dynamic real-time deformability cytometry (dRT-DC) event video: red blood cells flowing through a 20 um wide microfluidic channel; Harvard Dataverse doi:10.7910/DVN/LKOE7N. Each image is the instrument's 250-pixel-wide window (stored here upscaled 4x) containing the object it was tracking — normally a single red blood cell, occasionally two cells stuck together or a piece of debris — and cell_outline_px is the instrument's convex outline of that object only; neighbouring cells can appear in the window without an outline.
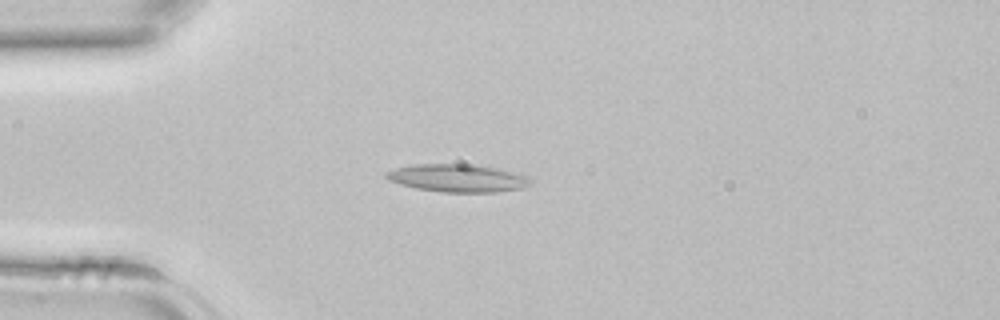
{"species": "common noctule bat (a hibernating species)", "species_latin": "Nyctalus noctula", "temperature_condition": "room temperature", "stored_images_in_passage": 42, "camera_frame_rate_fps": 3000, "um_per_image_px": 0.085, "animal": {"sex": "female", "body_mass_g": 22.7, "forearm_length_mm": 54.2}, "frame": {"image": 1, "passage_image": 11, "time_ms": 3.333, "image_size_px": [1000, 320], "cell_outline_px": [[532, 180], [524, 188], [500, 192], [440, 192], [416, 188], [400, 184], [388, 180], [384, 176], [384, 172], [396, 168], [416, 164], [464, 164], [496, 168], [516, 172], [528, 176]], "centroid_in_image_um": [38.9, 15.14], "position_along_channel_um": 46.1, "area_um2": 23.41}}
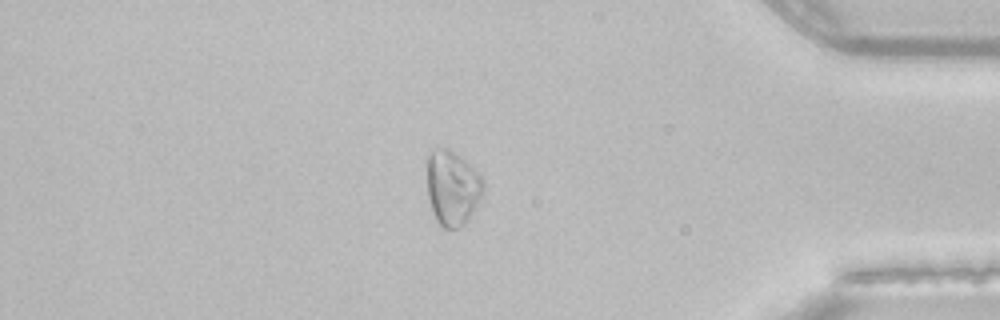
{"frame": {"image": 2, "passage_image": 36, "time_ms": 11.667, "image_size_px": [1000, 320], "cell_outline_px": [[484, 188], [468, 220], [460, 228], [444, 228], [436, 220], [428, 196], [428, 156], [432, 152], [440, 148], [452, 148], [484, 180]], "centroid_in_image_um": [38.45, 15.97], "position_along_channel_um": 396.7, "area_um2": 23.99}}
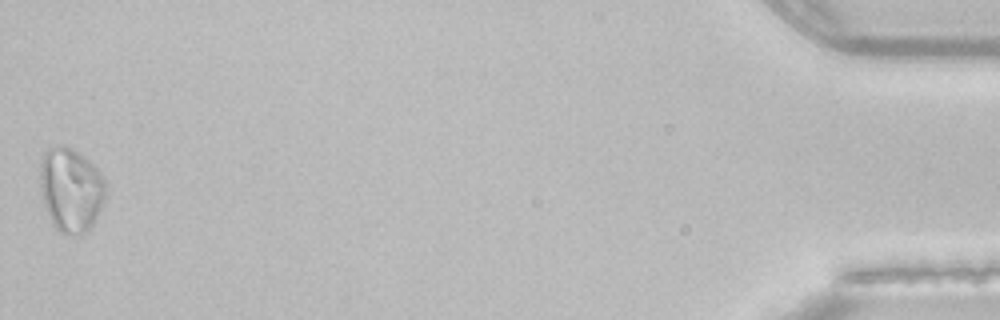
{"frame": {"image": 3, "passage_image": 42, "time_ms": 13.667, "image_size_px": [1000, 320], "cell_outline_px": [[108, 184], [104, 204], [88, 232], [80, 236], [64, 236], [52, 224], [48, 216], [40, 192], [40, 164], [44, 152], [52, 144], [64, 144], [72, 148], [84, 156], [104, 176]], "centroid_in_image_um": [6.04, 16.14], "position_along_channel_um": 429.2, "area_um2": 33.29}}